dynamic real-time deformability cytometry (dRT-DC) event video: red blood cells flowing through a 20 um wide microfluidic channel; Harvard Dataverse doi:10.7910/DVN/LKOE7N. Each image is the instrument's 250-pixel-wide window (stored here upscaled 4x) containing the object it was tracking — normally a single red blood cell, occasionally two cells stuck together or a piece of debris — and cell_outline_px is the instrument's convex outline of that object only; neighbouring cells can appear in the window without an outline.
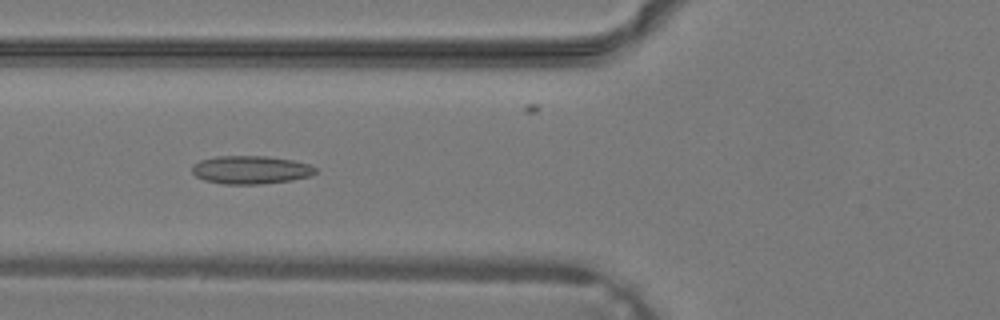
{"species": "common noctule bat (a hibernating species)", "species_latin": "Nyctalus noctula", "temperature_condition": "warm", "stored_images_in_passage": 39, "camera_frame_rate_fps": 3000, "um_per_image_px": 0.085, "animal": {"sex": "male", "body_mass_g": 19.2, "forearm_length_mm": 51.8}, "frame": {"image": 1, "passage_image": 15, "time_ms": 4.667, "image_size_px": [1000, 320], "cell_outline_px": [[316, 172], [312, 176], [292, 180], [260, 184], [224, 184], [204, 180], [196, 176], [192, 172], [192, 164], [200, 160], [216, 156], [264, 156], [292, 160], [308, 164], [316, 168]], "centroid_in_image_um": [21.3, 14.44], "position_along_channel_um": 104.5, "area_um2": 20.29}}
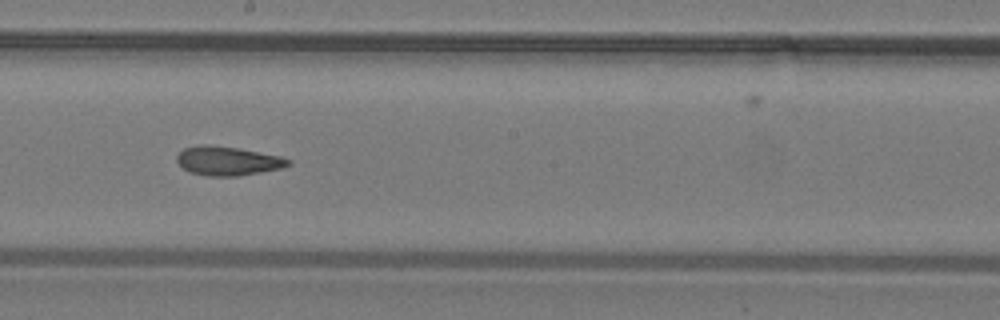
{"frame": {"image": 2, "passage_image": 22, "time_ms": 7.0, "image_size_px": [1000, 320], "cell_outline_px": [[292, 164], [284, 168], [240, 176], [208, 176], [188, 172], [176, 160], [176, 156], [184, 148], [200, 144], [204, 144], [240, 148], [280, 156], [292, 160]], "centroid_in_image_um": [19.39, 13.68], "position_along_channel_um": 228.8, "area_um2": 19.07}}
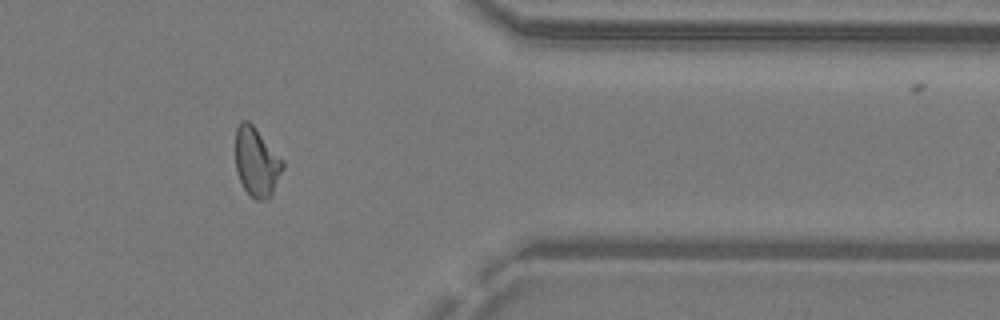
{"frame": {"image": 3, "passage_image": 32, "time_ms": 10.333, "image_size_px": [1000, 320], "cell_outline_px": [[284, 168], [272, 196], [268, 200], [256, 200], [244, 188], [236, 172], [236, 128], [240, 120], [248, 120], [252, 124], [284, 160]], "centroid_in_image_um": [21.83, 13.78], "position_along_channel_um": 389.6, "area_um2": 19.19}}